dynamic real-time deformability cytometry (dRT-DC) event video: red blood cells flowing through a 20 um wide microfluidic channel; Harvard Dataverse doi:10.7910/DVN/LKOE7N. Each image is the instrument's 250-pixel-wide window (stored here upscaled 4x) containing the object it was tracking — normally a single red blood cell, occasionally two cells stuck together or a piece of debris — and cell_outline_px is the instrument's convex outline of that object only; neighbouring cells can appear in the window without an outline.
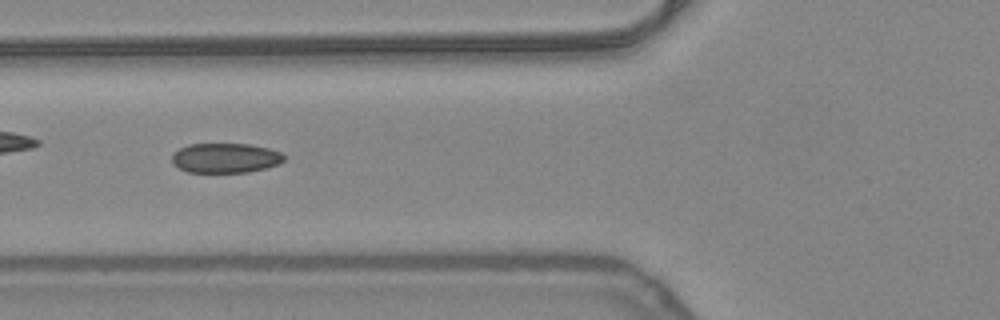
{"species": "common noctule bat (a hibernating species)", "species_latin": "Nyctalus noctula", "temperature_condition": "warm", "stored_images_in_passage": 37, "camera_frame_rate_fps": 3000, "um_per_image_px": 0.085, "animal": {"sex": "female", "body_mass_g": 24.6, "forearm_length_mm": 56.2}, "frame": {"image": 1, "passage_image": 6, "time_ms": 1.667, "image_size_px": [1000, 320], "cell_outline_px": [[284, 160], [280, 164], [268, 168], [248, 172], [188, 172], [172, 164], [172, 152], [188, 144], [248, 144], [268, 148], [280, 152], [284, 156]], "centroid_in_image_um": [19.15, 13.43], "position_along_channel_um": 106.6, "area_um2": 19.54}, "authors_computed_cell_mechanics": {"area_um2": 20.1144, "velocity_mm_per_s": 4.041, "shape_relaxation_time_tau1_ms": null, "shape_relaxation_time_tau2_ms": 2.1339, "deformation_change_tau1": null, "deformation_change_tau2": 0.0661}}